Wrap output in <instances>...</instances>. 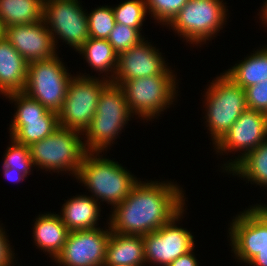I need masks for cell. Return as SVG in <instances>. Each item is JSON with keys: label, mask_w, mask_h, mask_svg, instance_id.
<instances>
[{"label": "cell", "mask_w": 267, "mask_h": 266, "mask_svg": "<svg viewBox=\"0 0 267 266\" xmlns=\"http://www.w3.org/2000/svg\"><path fill=\"white\" fill-rule=\"evenodd\" d=\"M182 190L171 181L139 180L128 197L113 207L110 230L143 236L160 229L184 208L186 198Z\"/></svg>", "instance_id": "1"}, {"label": "cell", "mask_w": 267, "mask_h": 266, "mask_svg": "<svg viewBox=\"0 0 267 266\" xmlns=\"http://www.w3.org/2000/svg\"><path fill=\"white\" fill-rule=\"evenodd\" d=\"M99 154H85L76 179L84 184L96 201H105L115 207L128 197L139 180L117 161L102 158Z\"/></svg>", "instance_id": "2"}, {"label": "cell", "mask_w": 267, "mask_h": 266, "mask_svg": "<svg viewBox=\"0 0 267 266\" xmlns=\"http://www.w3.org/2000/svg\"><path fill=\"white\" fill-rule=\"evenodd\" d=\"M132 116L123 89L110 81L100 94L95 115L82 133L86 152L107 151Z\"/></svg>", "instance_id": "3"}, {"label": "cell", "mask_w": 267, "mask_h": 266, "mask_svg": "<svg viewBox=\"0 0 267 266\" xmlns=\"http://www.w3.org/2000/svg\"><path fill=\"white\" fill-rule=\"evenodd\" d=\"M170 69L168 67L160 75L126 80L120 84L133 117L135 114L140 119L152 120L173 104L178 82Z\"/></svg>", "instance_id": "4"}, {"label": "cell", "mask_w": 267, "mask_h": 266, "mask_svg": "<svg viewBox=\"0 0 267 266\" xmlns=\"http://www.w3.org/2000/svg\"><path fill=\"white\" fill-rule=\"evenodd\" d=\"M82 133L69 128L59 127L51 135L33 143L30 147L33 166L45 171L78 175L86 148Z\"/></svg>", "instance_id": "5"}, {"label": "cell", "mask_w": 267, "mask_h": 266, "mask_svg": "<svg viewBox=\"0 0 267 266\" xmlns=\"http://www.w3.org/2000/svg\"><path fill=\"white\" fill-rule=\"evenodd\" d=\"M205 93L206 127L215 145L247 109L245 90L221 73Z\"/></svg>", "instance_id": "6"}, {"label": "cell", "mask_w": 267, "mask_h": 266, "mask_svg": "<svg viewBox=\"0 0 267 266\" xmlns=\"http://www.w3.org/2000/svg\"><path fill=\"white\" fill-rule=\"evenodd\" d=\"M224 0H188L167 25L187 43H206L223 29L228 9Z\"/></svg>", "instance_id": "7"}, {"label": "cell", "mask_w": 267, "mask_h": 266, "mask_svg": "<svg viewBox=\"0 0 267 266\" xmlns=\"http://www.w3.org/2000/svg\"><path fill=\"white\" fill-rule=\"evenodd\" d=\"M56 54L28 64L23 92L40 102L49 111L58 113L73 78Z\"/></svg>", "instance_id": "8"}, {"label": "cell", "mask_w": 267, "mask_h": 266, "mask_svg": "<svg viewBox=\"0 0 267 266\" xmlns=\"http://www.w3.org/2000/svg\"><path fill=\"white\" fill-rule=\"evenodd\" d=\"M88 76V77H87ZM81 73L73 76L66 97L58 112L59 125L81 133L88 127L97 110L103 88L110 82Z\"/></svg>", "instance_id": "9"}, {"label": "cell", "mask_w": 267, "mask_h": 266, "mask_svg": "<svg viewBox=\"0 0 267 266\" xmlns=\"http://www.w3.org/2000/svg\"><path fill=\"white\" fill-rule=\"evenodd\" d=\"M78 0H44L43 21L51 33L55 47L63 40L76 52L90 38L87 12ZM57 35V36H56Z\"/></svg>", "instance_id": "10"}, {"label": "cell", "mask_w": 267, "mask_h": 266, "mask_svg": "<svg viewBox=\"0 0 267 266\" xmlns=\"http://www.w3.org/2000/svg\"><path fill=\"white\" fill-rule=\"evenodd\" d=\"M234 218L228 229L231 251L248 265L267 246V209L257 204Z\"/></svg>", "instance_id": "11"}, {"label": "cell", "mask_w": 267, "mask_h": 266, "mask_svg": "<svg viewBox=\"0 0 267 266\" xmlns=\"http://www.w3.org/2000/svg\"><path fill=\"white\" fill-rule=\"evenodd\" d=\"M266 140L267 114L247 108L213 147L222 155L232 151L241 153L224 164V171L229 172L249 152Z\"/></svg>", "instance_id": "12"}, {"label": "cell", "mask_w": 267, "mask_h": 266, "mask_svg": "<svg viewBox=\"0 0 267 266\" xmlns=\"http://www.w3.org/2000/svg\"><path fill=\"white\" fill-rule=\"evenodd\" d=\"M184 208L160 229L143 235L145 263L168 266L179 256L194 249V237L186 228L177 226Z\"/></svg>", "instance_id": "13"}, {"label": "cell", "mask_w": 267, "mask_h": 266, "mask_svg": "<svg viewBox=\"0 0 267 266\" xmlns=\"http://www.w3.org/2000/svg\"><path fill=\"white\" fill-rule=\"evenodd\" d=\"M100 227L69 231L62 252L54 262L58 266H104L111 230Z\"/></svg>", "instance_id": "14"}, {"label": "cell", "mask_w": 267, "mask_h": 266, "mask_svg": "<svg viewBox=\"0 0 267 266\" xmlns=\"http://www.w3.org/2000/svg\"><path fill=\"white\" fill-rule=\"evenodd\" d=\"M165 62L159 49L144 38L118 55L117 70L111 82L120 85L126 80L160 75L168 68Z\"/></svg>", "instance_id": "15"}, {"label": "cell", "mask_w": 267, "mask_h": 266, "mask_svg": "<svg viewBox=\"0 0 267 266\" xmlns=\"http://www.w3.org/2000/svg\"><path fill=\"white\" fill-rule=\"evenodd\" d=\"M5 38L30 63L54 57L57 47L43 20L6 27Z\"/></svg>", "instance_id": "16"}, {"label": "cell", "mask_w": 267, "mask_h": 266, "mask_svg": "<svg viewBox=\"0 0 267 266\" xmlns=\"http://www.w3.org/2000/svg\"><path fill=\"white\" fill-rule=\"evenodd\" d=\"M28 64L6 38L0 40V94L23 92Z\"/></svg>", "instance_id": "17"}, {"label": "cell", "mask_w": 267, "mask_h": 266, "mask_svg": "<svg viewBox=\"0 0 267 266\" xmlns=\"http://www.w3.org/2000/svg\"><path fill=\"white\" fill-rule=\"evenodd\" d=\"M144 263L142 235H124L111 231L104 266H144Z\"/></svg>", "instance_id": "18"}, {"label": "cell", "mask_w": 267, "mask_h": 266, "mask_svg": "<svg viewBox=\"0 0 267 266\" xmlns=\"http://www.w3.org/2000/svg\"><path fill=\"white\" fill-rule=\"evenodd\" d=\"M69 230L58 214H39L33 226L34 243L53 260L62 252Z\"/></svg>", "instance_id": "19"}, {"label": "cell", "mask_w": 267, "mask_h": 266, "mask_svg": "<svg viewBox=\"0 0 267 266\" xmlns=\"http://www.w3.org/2000/svg\"><path fill=\"white\" fill-rule=\"evenodd\" d=\"M100 202L87 195H76L65 201L60 217L69 231L97 228L100 217Z\"/></svg>", "instance_id": "20"}, {"label": "cell", "mask_w": 267, "mask_h": 266, "mask_svg": "<svg viewBox=\"0 0 267 266\" xmlns=\"http://www.w3.org/2000/svg\"><path fill=\"white\" fill-rule=\"evenodd\" d=\"M267 46V45H266ZM257 49L253 54L240 60L224 71L235 84L245 89L267 79V47Z\"/></svg>", "instance_id": "21"}, {"label": "cell", "mask_w": 267, "mask_h": 266, "mask_svg": "<svg viewBox=\"0 0 267 266\" xmlns=\"http://www.w3.org/2000/svg\"><path fill=\"white\" fill-rule=\"evenodd\" d=\"M88 65L100 74H106V80L112 81L117 70L118 55L107 39L89 38L78 50ZM110 72L112 74H110ZM108 74H110L108 76Z\"/></svg>", "instance_id": "22"}, {"label": "cell", "mask_w": 267, "mask_h": 266, "mask_svg": "<svg viewBox=\"0 0 267 266\" xmlns=\"http://www.w3.org/2000/svg\"><path fill=\"white\" fill-rule=\"evenodd\" d=\"M10 137L16 142L31 146L51 135L60 127L58 113L47 111L40 119L25 120V124H10Z\"/></svg>", "instance_id": "23"}, {"label": "cell", "mask_w": 267, "mask_h": 266, "mask_svg": "<svg viewBox=\"0 0 267 266\" xmlns=\"http://www.w3.org/2000/svg\"><path fill=\"white\" fill-rule=\"evenodd\" d=\"M44 0H0V19L5 27L43 20Z\"/></svg>", "instance_id": "24"}, {"label": "cell", "mask_w": 267, "mask_h": 266, "mask_svg": "<svg viewBox=\"0 0 267 266\" xmlns=\"http://www.w3.org/2000/svg\"><path fill=\"white\" fill-rule=\"evenodd\" d=\"M228 173L267 188V140L249 152Z\"/></svg>", "instance_id": "25"}, {"label": "cell", "mask_w": 267, "mask_h": 266, "mask_svg": "<svg viewBox=\"0 0 267 266\" xmlns=\"http://www.w3.org/2000/svg\"><path fill=\"white\" fill-rule=\"evenodd\" d=\"M5 97L15 102L17 107L11 124H25V120L40 119L48 111L40 102L24 92L11 93Z\"/></svg>", "instance_id": "26"}, {"label": "cell", "mask_w": 267, "mask_h": 266, "mask_svg": "<svg viewBox=\"0 0 267 266\" xmlns=\"http://www.w3.org/2000/svg\"><path fill=\"white\" fill-rule=\"evenodd\" d=\"M116 23L133 27L139 32L147 15L145 0H126L116 7H112Z\"/></svg>", "instance_id": "27"}, {"label": "cell", "mask_w": 267, "mask_h": 266, "mask_svg": "<svg viewBox=\"0 0 267 266\" xmlns=\"http://www.w3.org/2000/svg\"><path fill=\"white\" fill-rule=\"evenodd\" d=\"M89 35L91 38L107 39L116 21L111 6H101L87 12Z\"/></svg>", "instance_id": "28"}, {"label": "cell", "mask_w": 267, "mask_h": 266, "mask_svg": "<svg viewBox=\"0 0 267 266\" xmlns=\"http://www.w3.org/2000/svg\"><path fill=\"white\" fill-rule=\"evenodd\" d=\"M11 145L6 149L4 154L3 167H9L11 170H17L26 176L31 174L33 166L30 147L16 142L12 137Z\"/></svg>", "instance_id": "29"}, {"label": "cell", "mask_w": 267, "mask_h": 266, "mask_svg": "<svg viewBox=\"0 0 267 266\" xmlns=\"http://www.w3.org/2000/svg\"><path fill=\"white\" fill-rule=\"evenodd\" d=\"M141 33L133 27L116 23L107 40L112 45L115 53L119 55L142 41L144 35L142 37Z\"/></svg>", "instance_id": "30"}, {"label": "cell", "mask_w": 267, "mask_h": 266, "mask_svg": "<svg viewBox=\"0 0 267 266\" xmlns=\"http://www.w3.org/2000/svg\"><path fill=\"white\" fill-rule=\"evenodd\" d=\"M147 13L159 24L168 25L188 0H145Z\"/></svg>", "instance_id": "31"}, {"label": "cell", "mask_w": 267, "mask_h": 266, "mask_svg": "<svg viewBox=\"0 0 267 266\" xmlns=\"http://www.w3.org/2000/svg\"><path fill=\"white\" fill-rule=\"evenodd\" d=\"M244 90L247 108L267 114V79Z\"/></svg>", "instance_id": "32"}, {"label": "cell", "mask_w": 267, "mask_h": 266, "mask_svg": "<svg viewBox=\"0 0 267 266\" xmlns=\"http://www.w3.org/2000/svg\"><path fill=\"white\" fill-rule=\"evenodd\" d=\"M3 229L0 226V266H14L15 253H13L8 236Z\"/></svg>", "instance_id": "33"}, {"label": "cell", "mask_w": 267, "mask_h": 266, "mask_svg": "<svg viewBox=\"0 0 267 266\" xmlns=\"http://www.w3.org/2000/svg\"><path fill=\"white\" fill-rule=\"evenodd\" d=\"M193 251L194 249H192L185 255L179 256L176 260H174L168 266H199V263L197 262V259Z\"/></svg>", "instance_id": "34"}, {"label": "cell", "mask_w": 267, "mask_h": 266, "mask_svg": "<svg viewBox=\"0 0 267 266\" xmlns=\"http://www.w3.org/2000/svg\"><path fill=\"white\" fill-rule=\"evenodd\" d=\"M3 169V175L5 176V178H7L8 180L12 181V182H20L22 180H24L27 176L22 173L19 172L17 170H11L9 167H2Z\"/></svg>", "instance_id": "35"}, {"label": "cell", "mask_w": 267, "mask_h": 266, "mask_svg": "<svg viewBox=\"0 0 267 266\" xmlns=\"http://www.w3.org/2000/svg\"><path fill=\"white\" fill-rule=\"evenodd\" d=\"M248 264L250 266H267V246L264 247Z\"/></svg>", "instance_id": "36"}, {"label": "cell", "mask_w": 267, "mask_h": 266, "mask_svg": "<svg viewBox=\"0 0 267 266\" xmlns=\"http://www.w3.org/2000/svg\"><path fill=\"white\" fill-rule=\"evenodd\" d=\"M265 4V5H264ZM263 7L261 11L259 12L260 14V19H262V24L267 26V0L264 2Z\"/></svg>", "instance_id": "37"}, {"label": "cell", "mask_w": 267, "mask_h": 266, "mask_svg": "<svg viewBox=\"0 0 267 266\" xmlns=\"http://www.w3.org/2000/svg\"><path fill=\"white\" fill-rule=\"evenodd\" d=\"M5 33H6V27L2 23V20L0 19V40H2L3 38H5Z\"/></svg>", "instance_id": "38"}]
</instances>
